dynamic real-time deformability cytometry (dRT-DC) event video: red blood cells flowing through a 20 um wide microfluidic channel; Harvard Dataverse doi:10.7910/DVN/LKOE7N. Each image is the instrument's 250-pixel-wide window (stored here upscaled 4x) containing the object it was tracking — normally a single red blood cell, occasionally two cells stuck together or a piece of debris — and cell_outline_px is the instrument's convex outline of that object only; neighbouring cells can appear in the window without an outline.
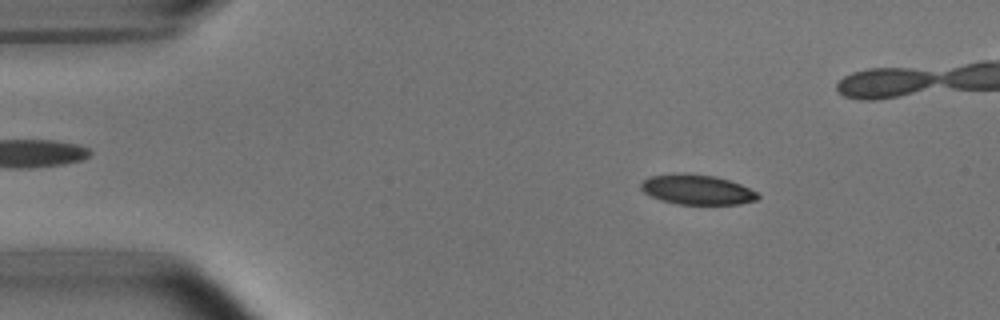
{"species": "common noctule bat (a hibernating species)", "species_latin": "Nyctalus noctula", "temperature_condition": "room temperature", "stored_images_in_passage": 46, "camera_frame_rate_fps": 3000, "um_per_image_px": 0.085, "animal": {"sex": "male", "body_mass_g": 15.6}, "frame": {"image": 1, "passage_image": 8, "time_ms": 2.333, "image_size_px": [1000, 320], "cell_outline_px": [[760, 196], [756, 200], [740, 204], [676, 204], [660, 200], [644, 192], [640, 188], [640, 184], [648, 176], [716, 176], [740, 184], [756, 192]], "centroid_in_image_um": [59.27, 16.17], "position_along_channel_um": 25.7, "area_um2": 19.48}}
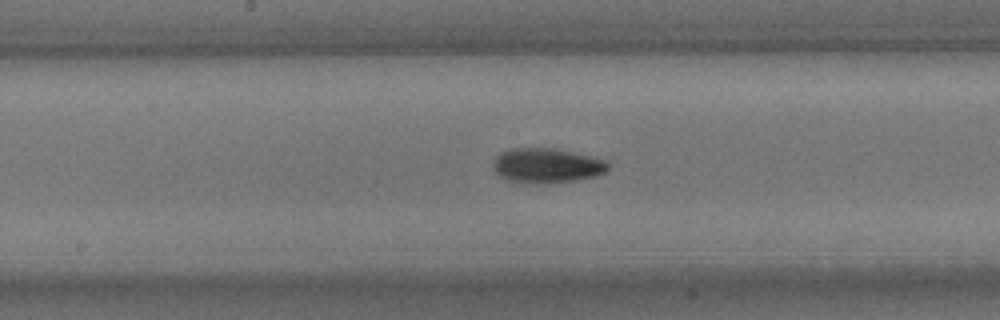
{"frame": {"image": 2, "passage_image": 27, "time_ms": 8.667, "image_size_px": [1000, 320], "cell_outline_px": [[608, 172], [596, 176], [572, 180], [504, 180], [492, 168], [492, 164], [496, 156], [500, 152], [508, 148], [552, 148], [588, 156], [604, 160], [608, 164]], "centroid_in_image_um": [46.44, 14.01], "position_along_channel_um": 201.8, "area_um2": 22.2}}
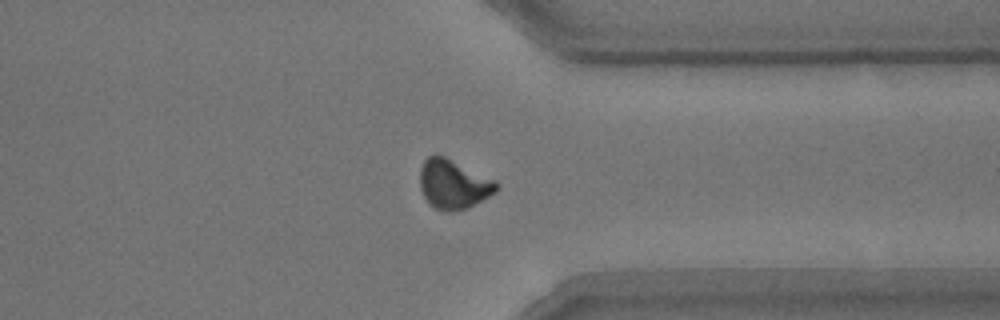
{"frame": {"image": 3, "passage_image": 41, "time_ms": 13.333, "image_size_px": [1000, 320], "cell_outline_px": [[500, 188], [496, 192], [468, 208], [448, 212], [436, 208], [424, 196], [420, 188], [420, 168], [424, 160], [428, 156], [436, 152], [496, 180]], "centroid_in_image_um": [38.55, 15.63], "position_along_channel_um": 372.8, "area_um2": 22.08}}